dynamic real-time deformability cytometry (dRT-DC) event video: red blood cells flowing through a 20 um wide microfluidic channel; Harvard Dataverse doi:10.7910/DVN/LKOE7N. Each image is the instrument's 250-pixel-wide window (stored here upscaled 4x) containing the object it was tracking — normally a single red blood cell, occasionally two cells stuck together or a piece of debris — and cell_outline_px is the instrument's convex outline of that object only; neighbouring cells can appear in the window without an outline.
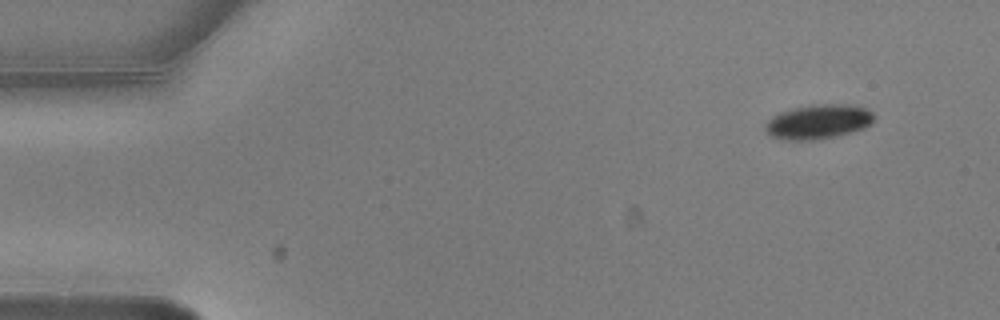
{"species": "common noctule bat (a hibernating species)", "species_latin": "Nyctalus noctula", "temperature_condition": "warm", "stored_images_in_passage": 5, "camera_frame_rate_fps": 3000, "um_per_image_px": 0.085, "animal": {"sex": "male", "body_mass_g": 20.5, "forearm_length_mm": 52.5}, "frame": {"image": 1, "passage_image": 1, "time_ms": 0.0, "image_size_px": [1000, 320], "cell_outline_px": [[876, 116], [872, 124], [864, 128], [832, 136], [812, 140], [784, 140], [772, 136], [764, 128], [764, 124], [772, 116], [780, 112], [792, 108], [808, 104], [852, 104], [868, 108]], "centroid_in_image_um": [69.57, 10.31], "position_along_channel_um": 15.4, "area_um2": 22.02}}
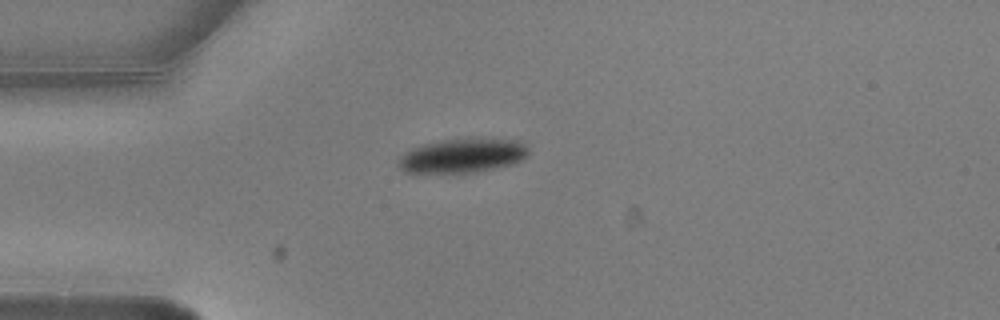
{"frame": {"image": 2, "passage_image": 4, "time_ms": 1.0, "image_size_px": [1000, 320], "cell_outline_px": [[528, 156], [524, 160], [516, 164], [476, 172], [404, 172], [396, 164], [396, 160], [404, 152], [420, 144], [444, 140], [472, 136], [480, 136], [524, 140], [528, 148]], "centroid_in_image_um": [39.4, 13.18], "position_along_channel_um": 45.6, "area_um2": 27.11}}
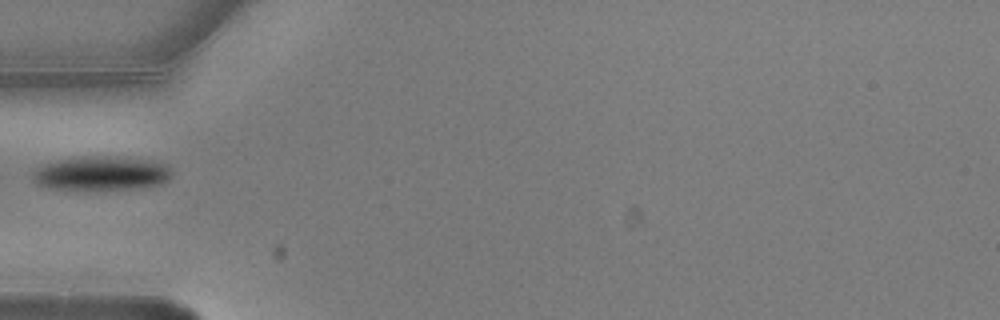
{"frame": {"image": 3, "passage_image": 5, "time_ms": 1.333, "image_size_px": [1000, 320], "cell_outline_px": [[172, 176], [164, 184], [136, 188], [52, 188], [36, 184], [32, 180], [32, 172], [36, 168], [44, 164], [60, 160], [80, 156], [120, 156], [148, 160], [168, 164], [172, 172]], "centroid_in_image_um": [8.65, 14.7], "position_along_channel_um": 76.3, "area_um2": 27.51}}